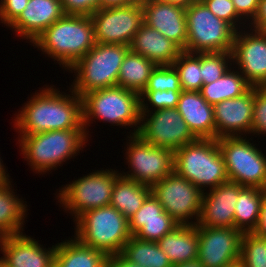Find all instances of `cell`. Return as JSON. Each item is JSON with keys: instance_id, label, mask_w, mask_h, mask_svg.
<instances>
[{"instance_id": "cell-1", "label": "cell", "mask_w": 266, "mask_h": 267, "mask_svg": "<svg viewBox=\"0 0 266 267\" xmlns=\"http://www.w3.org/2000/svg\"><path fill=\"white\" fill-rule=\"evenodd\" d=\"M59 92L51 86L33 95L14 119L15 129H18L20 134L85 129L82 97L73 90V96Z\"/></svg>"}, {"instance_id": "cell-2", "label": "cell", "mask_w": 266, "mask_h": 267, "mask_svg": "<svg viewBox=\"0 0 266 267\" xmlns=\"http://www.w3.org/2000/svg\"><path fill=\"white\" fill-rule=\"evenodd\" d=\"M68 70L96 44L90 16L64 14L33 42Z\"/></svg>"}, {"instance_id": "cell-3", "label": "cell", "mask_w": 266, "mask_h": 267, "mask_svg": "<svg viewBox=\"0 0 266 267\" xmlns=\"http://www.w3.org/2000/svg\"><path fill=\"white\" fill-rule=\"evenodd\" d=\"M174 171L198 187L216 188L229 181L217 139H196L174 152ZM208 185V186H207Z\"/></svg>"}, {"instance_id": "cell-4", "label": "cell", "mask_w": 266, "mask_h": 267, "mask_svg": "<svg viewBox=\"0 0 266 267\" xmlns=\"http://www.w3.org/2000/svg\"><path fill=\"white\" fill-rule=\"evenodd\" d=\"M86 133L85 129H67L21 134L23 158H27L35 172L49 171L79 153L86 143Z\"/></svg>"}, {"instance_id": "cell-5", "label": "cell", "mask_w": 266, "mask_h": 267, "mask_svg": "<svg viewBox=\"0 0 266 267\" xmlns=\"http://www.w3.org/2000/svg\"><path fill=\"white\" fill-rule=\"evenodd\" d=\"M75 220V238L107 256L121 253L132 237L129 221L111 205L87 210Z\"/></svg>"}, {"instance_id": "cell-6", "label": "cell", "mask_w": 266, "mask_h": 267, "mask_svg": "<svg viewBox=\"0 0 266 267\" xmlns=\"http://www.w3.org/2000/svg\"><path fill=\"white\" fill-rule=\"evenodd\" d=\"M129 50V46L121 44L96 43L70 68L78 73L71 90L83 97L91 91L117 86L120 67Z\"/></svg>"}, {"instance_id": "cell-7", "label": "cell", "mask_w": 266, "mask_h": 267, "mask_svg": "<svg viewBox=\"0 0 266 267\" xmlns=\"http://www.w3.org/2000/svg\"><path fill=\"white\" fill-rule=\"evenodd\" d=\"M82 99L85 130L94 117L117 126L138 124L132 135L138 133L141 124V99L137 92L114 86L88 92Z\"/></svg>"}, {"instance_id": "cell-8", "label": "cell", "mask_w": 266, "mask_h": 267, "mask_svg": "<svg viewBox=\"0 0 266 267\" xmlns=\"http://www.w3.org/2000/svg\"><path fill=\"white\" fill-rule=\"evenodd\" d=\"M187 52H231L236 30L215 16L207 6L196 0L185 11Z\"/></svg>"}, {"instance_id": "cell-9", "label": "cell", "mask_w": 266, "mask_h": 267, "mask_svg": "<svg viewBox=\"0 0 266 267\" xmlns=\"http://www.w3.org/2000/svg\"><path fill=\"white\" fill-rule=\"evenodd\" d=\"M229 181L246 187H266V156L246 138L217 139Z\"/></svg>"}, {"instance_id": "cell-10", "label": "cell", "mask_w": 266, "mask_h": 267, "mask_svg": "<svg viewBox=\"0 0 266 267\" xmlns=\"http://www.w3.org/2000/svg\"><path fill=\"white\" fill-rule=\"evenodd\" d=\"M152 195L163 210L180 225H196L201 214L203 192L175 171L151 186ZM196 217V222L189 218Z\"/></svg>"}, {"instance_id": "cell-11", "label": "cell", "mask_w": 266, "mask_h": 267, "mask_svg": "<svg viewBox=\"0 0 266 267\" xmlns=\"http://www.w3.org/2000/svg\"><path fill=\"white\" fill-rule=\"evenodd\" d=\"M120 176L115 170H100L66 184L58 194L60 203L75 215L76 219L85 211L110 205L113 185Z\"/></svg>"}, {"instance_id": "cell-12", "label": "cell", "mask_w": 266, "mask_h": 267, "mask_svg": "<svg viewBox=\"0 0 266 267\" xmlns=\"http://www.w3.org/2000/svg\"><path fill=\"white\" fill-rule=\"evenodd\" d=\"M146 105L141 102L142 124L137 133L145 142L175 152L197 139L176 108L154 110L146 118L149 116L146 113L150 111Z\"/></svg>"}, {"instance_id": "cell-13", "label": "cell", "mask_w": 266, "mask_h": 267, "mask_svg": "<svg viewBox=\"0 0 266 267\" xmlns=\"http://www.w3.org/2000/svg\"><path fill=\"white\" fill-rule=\"evenodd\" d=\"M96 43L130 46L144 23L141 1L126 6L99 8L91 16Z\"/></svg>"}, {"instance_id": "cell-14", "label": "cell", "mask_w": 266, "mask_h": 267, "mask_svg": "<svg viewBox=\"0 0 266 267\" xmlns=\"http://www.w3.org/2000/svg\"><path fill=\"white\" fill-rule=\"evenodd\" d=\"M127 160L132 173L121 176L152 186L174 171V152L145 142L138 134L131 135Z\"/></svg>"}, {"instance_id": "cell-15", "label": "cell", "mask_w": 266, "mask_h": 267, "mask_svg": "<svg viewBox=\"0 0 266 267\" xmlns=\"http://www.w3.org/2000/svg\"><path fill=\"white\" fill-rule=\"evenodd\" d=\"M243 232L236 228L198 226V257L203 267H232L239 263Z\"/></svg>"}, {"instance_id": "cell-16", "label": "cell", "mask_w": 266, "mask_h": 267, "mask_svg": "<svg viewBox=\"0 0 266 267\" xmlns=\"http://www.w3.org/2000/svg\"><path fill=\"white\" fill-rule=\"evenodd\" d=\"M241 33L236 31L232 60L240 73L253 87L266 86V32ZM246 33V34H245ZM235 60V61H234Z\"/></svg>"}, {"instance_id": "cell-17", "label": "cell", "mask_w": 266, "mask_h": 267, "mask_svg": "<svg viewBox=\"0 0 266 267\" xmlns=\"http://www.w3.org/2000/svg\"><path fill=\"white\" fill-rule=\"evenodd\" d=\"M144 23L187 51L186 8L160 0H140Z\"/></svg>"}, {"instance_id": "cell-18", "label": "cell", "mask_w": 266, "mask_h": 267, "mask_svg": "<svg viewBox=\"0 0 266 267\" xmlns=\"http://www.w3.org/2000/svg\"><path fill=\"white\" fill-rule=\"evenodd\" d=\"M253 107V86L241 96L226 99L213 105L216 139L241 136V132H248L249 134L252 125Z\"/></svg>"}, {"instance_id": "cell-19", "label": "cell", "mask_w": 266, "mask_h": 267, "mask_svg": "<svg viewBox=\"0 0 266 267\" xmlns=\"http://www.w3.org/2000/svg\"><path fill=\"white\" fill-rule=\"evenodd\" d=\"M244 186L227 181L210 193L203 192L201 214L197 226L235 228V204Z\"/></svg>"}, {"instance_id": "cell-20", "label": "cell", "mask_w": 266, "mask_h": 267, "mask_svg": "<svg viewBox=\"0 0 266 267\" xmlns=\"http://www.w3.org/2000/svg\"><path fill=\"white\" fill-rule=\"evenodd\" d=\"M0 247L2 259L12 267H54L56 246L46 250L23 233L2 236Z\"/></svg>"}, {"instance_id": "cell-21", "label": "cell", "mask_w": 266, "mask_h": 267, "mask_svg": "<svg viewBox=\"0 0 266 267\" xmlns=\"http://www.w3.org/2000/svg\"><path fill=\"white\" fill-rule=\"evenodd\" d=\"M64 15L60 0H29L20 16L9 26L20 37L34 42L48 27Z\"/></svg>"}, {"instance_id": "cell-22", "label": "cell", "mask_w": 266, "mask_h": 267, "mask_svg": "<svg viewBox=\"0 0 266 267\" xmlns=\"http://www.w3.org/2000/svg\"><path fill=\"white\" fill-rule=\"evenodd\" d=\"M176 109L196 138L216 139L213 105L200 91H182Z\"/></svg>"}, {"instance_id": "cell-23", "label": "cell", "mask_w": 266, "mask_h": 267, "mask_svg": "<svg viewBox=\"0 0 266 267\" xmlns=\"http://www.w3.org/2000/svg\"><path fill=\"white\" fill-rule=\"evenodd\" d=\"M130 50L146 57L157 66L172 65L183 51L172 40L167 39L159 31L143 23L135 34Z\"/></svg>"}, {"instance_id": "cell-24", "label": "cell", "mask_w": 266, "mask_h": 267, "mask_svg": "<svg viewBox=\"0 0 266 267\" xmlns=\"http://www.w3.org/2000/svg\"><path fill=\"white\" fill-rule=\"evenodd\" d=\"M159 247L170 259L172 265L196 260L198 257V226L178 225L158 242Z\"/></svg>"}, {"instance_id": "cell-25", "label": "cell", "mask_w": 266, "mask_h": 267, "mask_svg": "<svg viewBox=\"0 0 266 267\" xmlns=\"http://www.w3.org/2000/svg\"><path fill=\"white\" fill-rule=\"evenodd\" d=\"M108 256L77 238L56 244L54 267H107Z\"/></svg>"}, {"instance_id": "cell-26", "label": "cell", "mask_w": 266, "mask_h": 267, "mask_svg": "<svg viewBox=\"0 0 266 267\" xmlns=\"http://www.w3.org/2000/svg\"><path fill=\"white\" fill-rule=\"evenodd\" d=\"M151 194V186L119 176L112 189L110 205L129 220Z\"/></svg>"}, {"instance_id": "cell-27", "label": "cell", "mask_w": 266, "mask_h": 267, "mask_svg": "<svg viewBox=\"0 0 266 267\" xmlns=\"http://www.w3.org/2000/svg\"><path fill=\"white\" fill-rule=\"evenodd\" d=\"M156 64L142 55L129 50L120 67L117 86L137 92L139 95L147 86Z\"/></svg>"}, {"instance_id": "cell-28", "label": "cell", "mask_w": 266, "mask_h": 267, "mask_svg": "<svg viewBox=\"0 0 266 267\" xmlns=\"http://www.w3.org/2000/svg\"><path fill=\"white\" fill-rule=\"evenodd\" d=\"M266 198L265 190L257 187L244 186L238 194L235 204V228L246 232H253L259 220L262 202Z\"/></svg>"}, {"instance_id": "cell-29", "label": "cell", "mask_w": 266, "mask_h": 267, "mask_svg": "<svg viewBox=\"0 0 266 267\" xmlns=\"http://www.w3.org/2000/svg\"><path fill=\"white\" fill-rule=\"evenodd\" d=\"M10 181L0 185V235L21 234L26 204L15 196ZM14 193V194H13Z\"/></svg>"}, {"instance_id": "cell-30", "label": "cell", "mask_w": 266, "mask_h": 267, "mask_svg": "<svg viewBox=\"0 0 266 267\" xmlns=\"http://www.w3.org/2000/svg\"><path fill=\"white\" fill-rule=\"evenodd\" d=\"M252 85L239 72L228 69L221 78L202 85L203 98L211 105L233 99L246 93Z\"/></svg>"}, {"instance_id": "cell-31", "label": "cell", "mask_w": 266, "mask_h": 267, "mask_svg": "<svg viewBox=\"0 0 266 267\" xmlns=\"http://www.w3.org/2000/svg\"><path fill=\"white\" fill-rule=\"evenodd\" d=\"M121 254L128 261L143 267H173L157 242L141 240L135 236L125 243Z\"/></svg>"}, {"instance_id": "cell-32", "label": "cell", "mask_w": 266, "mask_h": 267, "mask_svg": "<svg viewBox=\"0 0 266 267\" xmlns=\"http://www.w3.org/2000/svg\"><path fill=\"white\" fill-rule=\"evenodd\" d=\"M172 66L176 69L182 91H200L203 85L200 53L182 51Z\"/></svg>"}, {"instance_id": "cell-33", "label": "cell", "mask_w": 266, "mask_h": 267, "mask_svg": "<svg viewBox=\"0 0 266 267\" xmlns=\"http://www.w3.org/2000/svg\"><path fill=\"white\" fill-rule=\"evenodd\" d=\"M239 264L242 267H266V238L253 232L244 233Z\"/></svg>"}, {"instance_id": "cell-34", "label": "cell", "mask_w": 266, "mask_h": 267, "mask_svg": "<svg viewBox=\"0 0 266 267\" xmlns=\"http://www.w3.org/2000/svg\"><path fill=\"white\" fill-rule=\"evenodd\" d=\"M178 225L174 219L152 221H129L132 236L141 240L158 242L165 234L173 231Z\"/></svg>"}, {"instance_id": "cell-35", "label": "cell", "mask_w": 266, "mask_h": 267, "mask_svg": "<svg viewBox=\"0 0 266 267\" xmlns=\"http://www.w3.org/2000/svg\"><path fill=\"white\" fill-rule=\"evenodd\" d=\"M229 59L230 61L232 59L231 52L200 53V66L202 68L203 85L210 84L221 78L229 69Z\"/></svg>"}, {"instance_id": "cell-36", "label": "cell", "mask_w": 266, "mask_h": 267, "mask_svg": "<svg viewBox=\"0 0 266 267\" xmlns=\"http://www.w3.org/2000/svg\"><path fill=\"white\" fill-rule=\"evenodd\" d=\"M182 90L176 69L172 65H160L152 71L144 91Z\"/></svg>"}, {"instance_id": "cell-37", "label": "cell", "mask_w": 266, "mask_h": 267, "mask_svg": "<svg viewBox=\"0 0 266 267\" xmlns=\"http://www.w3.org/2000/svg\"><path fill=\"white\" fill-rule=\"evenodd\" d=\"M250 133L266 134V86L254 87V107Z\"/></svg>"}, {"instance_id": "cell-38", "label": "cell", "mask_w": 266, "mask_h": 267, "mask_svg": "<svg viewBox=\"0 0 266 267\" xmlns=\"http://www.w3.org/2000/svg\"><path fill=\"white\" fill-rule=\"evenodd\" d=\"M182 90L143 91L140 94L141 102L147 98L154 110L176 108ZM144 96V97H143ZM143 97V98H142ZM143 99V100H142Z\"/></svg>"}, {"instance_id": "cell-39", "label": "cell", "mask_w": 266, "mask_h": 267, "mask_svg": "<svg viewBox=\"0 0 266 267\" xmlns=\"http://www.w3.org/2000/svg\"><path fill=\"white\" fill-rule=\"evenodd\" d=\"M162 219L173 218L163 210L159 201L151 193L141 208L128 221H152Z\"/></svg>"}, {"instance_id": "cell-40", "label": "cell", "mask_w": 266, "mask_h": 267, "mask_svg": "<svg viewBox=\"0 0 266 267\" xmlns=\"http://www.w3.org/2000/svg\"><path fill=\"white\" fill-rule=\"evenodd\" d=\"M207 8L218 18L228 22L236 31L237 23L241 18L235 9L232 0H201ZM237 27V28H236Z\"/></svg>"}, {"instance_id": "cell-41", "label": "cell", "mask_w": 266, "mask_h": 267, "mask_svg": "<svg viewBox=\"0 0 266 267\" xmlns=\"http://www.w3.org/2000/svg\"><path fill=\"white\" fill-rule=\"evenodd\" d=\"M64 14L91 16L100 8V0H60Z\"/></svg>"}, {"instance_id": "cell-42", "label": "cell", "mask_w": 266, "mask_h": 267, "mask_svg": "<svg viewBox=\"0 0 266 267\" xmlns=\"http://www.w3.org/2000/svg\"><path fill=\"white\" fill-rule=\"evenodd\" d=\"M29 0H1L0 20L1 23L10 26L26 8Z\"/></svg>"}, {"instance_id": "cell-43", "label": "cell", "mask_w": 266, "mask_h": 267, "mask_svg": "<svg viewBox=\"0 0 266 267\" xmlns=\"http://www.w3.org/2000/svg\"><path fill=\"white\" fill-rule=\"evenodd\" d=\"M232 2L240 17L246 16V19L253 20L258 9L259 0H232Z\"/></svg>"}, {"instance_id": "cell-44", "label": "cell", "mask_w": 266, "mask_h": 267, "mask_svg": "<svg viewBox=\"0 0 266 267\" xmlns=\"http://www.w3.org/2000/svg\"><path fill=\"white\" fill-rule=\"evenodd\" d=\"M251 22L253 30L266 32V0H259L256 15Z\"/></svg>"}, {"instance_id": "cell-45", "label": "cell", "mask_w": 266, "mask_h": 267, "mask_svg": "<svg viewBox=\"0 0 266 267\" xmlns=\"http://www.w3.org/2000/svg\"><path fill=\"white\" fill-rule=\"evenodd\" d=\"M107 267H143V266L128 261L121 253H119L108 256Z\"/></svg>"}, {"instance_id": "cell-46", "label": "cell", "mask_w": 266, "mask_h": 267, "mask_svg": "<svg viewBox=\"0 0 266 267\" xmlns=\"http://www.w3.org/2000/svg\"><path fill=\"white\" fill-rule=\"evenodd\" d=\"M253 233L261 238H266V198L262 202L258 224Z\"/></svg>"}, {"instance_id": "cell-47", "label": "cell", "mask_w": 266, "mask_h": 267, "mask_svg": "<svg viewBox=\"0 0 266 267\" xmlns=\"http://www.w3.org/2000/svg\"><path fill=\"white\" fill-rule=\"evenodd\" d=\"M140 0H100V8L126 6Z\"/></svg>"}, {"instance_id": "cell-48", "label": "cell", "mask_w": 266, "mask_h": 267, "mask_svg": "<svg viewBox=\"0 0 266 267\" xmlns=\"http://www.w3.org/2000/svg\"><path fill=\"white\" fill-rule=\"evenodd\" d=\"M162 2L168 3V4H174L179 5L184 8H187L191 3H193L196 0H160Z\"/></svg>"}, {"instance_id": "cell-49", "label": "cell", "mask_w": 266, "mask_h": 267, "mask_svg": "<svg viewBox=\"0 0 266 267\" xmlns=\"http://www.w3.org/2000/svg\"><path fill=\"white\" fill-rule=\"evenodd\" d=\"M173 267H203L200 262L196 259L193 261H188L185 263H179L176 265H173Z\"/></svg>"}, {"instance_id": "cell-50", "label": "cell", "mask_w": 266, "mask_h": 267, "mask_svg": "<svg viewBox=\"0 0 266 267\" xmlns=\"http://www.w3.org/2000/svg\"><path fill=\"white\" fill-rule=\"evenodd\" d=\"M4 165H2V162L0 160V185H3L7 182H9V179H8V174L5 172V169L3 167ZM7 174V175H6Z\"/></svg>"}, {"instance_id": "cell-51", "label": "cell", "mask_w": 266, "mask_h": 267, "mask_svg": "<svg viewBox=\"0 0 266 267\" xmlns=\"http://www.w3.org/2000/svg\"><path fill=\"white\" fill-rule=\"evenodd\" d=\"M0 267H12V266L9 265L8 263H6L1 257L0 258Z\"/></svg>"}, {"instance_id": "cell-52", "label": "cell", "mask_w": 266, "mask_h": 267, "mask_svg": "<svg viewBox=\"0 0 266 267\" xmlns=\"http://www.w3.org/2000/svg\"><path fill=\"white\" fill-rule=\"evenodd\" d=\"M232 267H242V266L238 263V264H236V265H234Z\"/></svg>"}]
</instances>
